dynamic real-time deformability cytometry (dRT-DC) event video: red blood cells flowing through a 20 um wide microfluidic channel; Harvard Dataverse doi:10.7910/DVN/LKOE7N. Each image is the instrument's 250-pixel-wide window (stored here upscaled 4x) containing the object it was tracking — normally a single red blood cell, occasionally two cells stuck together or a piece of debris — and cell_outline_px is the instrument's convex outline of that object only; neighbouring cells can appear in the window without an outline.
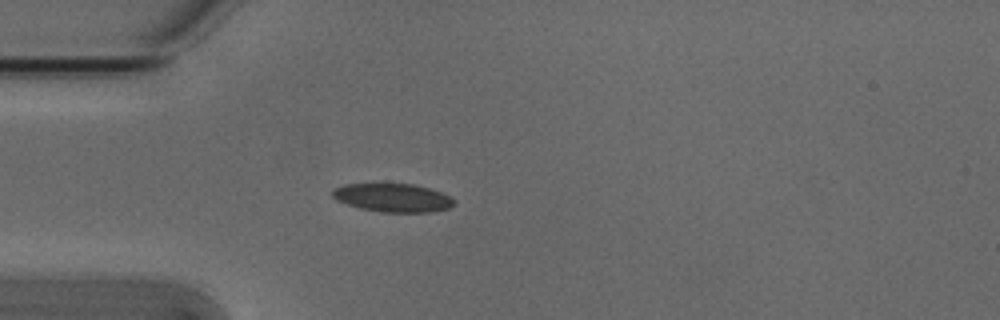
{"species": "Egyptian fruit bat (a non-hibernating species)", "species_latin": "Rousettus aegyptiacus", "temperature_condition": "cold", "stored_images_in_passage": 3, "camera_frame_rate_fps": 3000, "um_per_image_px": 0.085, "animal": {"sex": "male"}, "frame": {"image": 1, "passage_image": 3, "time_ms": 0.667, "image_size_px": [1000, 320], "cell_outline_px": [[456, 204], [448, 208], [432, 212], [380, 212], [360, 208], [336, 200], [332, 196], [332, 192], [336, 188], [344, 184], [412, 184], [428, 188], [440, 192], [456, 200]], "centroid_in_image_um": [33.41, 16.81], "position_along_channel_um": 51.6, "area_um2": 20.0}}